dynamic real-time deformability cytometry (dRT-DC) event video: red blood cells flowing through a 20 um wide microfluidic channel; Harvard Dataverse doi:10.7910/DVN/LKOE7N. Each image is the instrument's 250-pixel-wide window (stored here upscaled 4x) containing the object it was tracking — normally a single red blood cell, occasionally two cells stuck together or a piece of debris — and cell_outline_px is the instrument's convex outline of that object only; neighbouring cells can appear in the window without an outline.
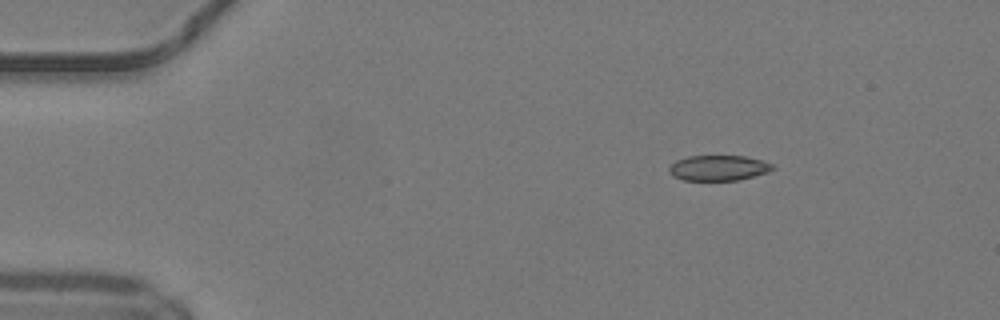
{"species": "common noctule bat (a hibernating species)", "species_latin": "Nyctalus noctula", "temperature_condition": "warm", "stored_images_in_passage": 42, "camera_frame_rate_fps": 3000, "um_per_image_px": 0.085, "animal": {"sex": "male", "body_mass_g": 19.2, "forearm_length_mm": 51.8}, "frame": {"image": 1, "passage_image": 1, "time_ms": 0.0, "image_size_px": [1000, 320], "cell_outline_px": [[776, 168], [768, 172], [740, 180], [684, 180], [672, 176], [668, 172], [668, 168], [676, 160], [688, 156], [744, 156], [760, 160], [772, 164]], "centroid_in_image_um": [61.05, 14.28], "position_along_channel_um": 23.9, "area_um2": 15.32}}
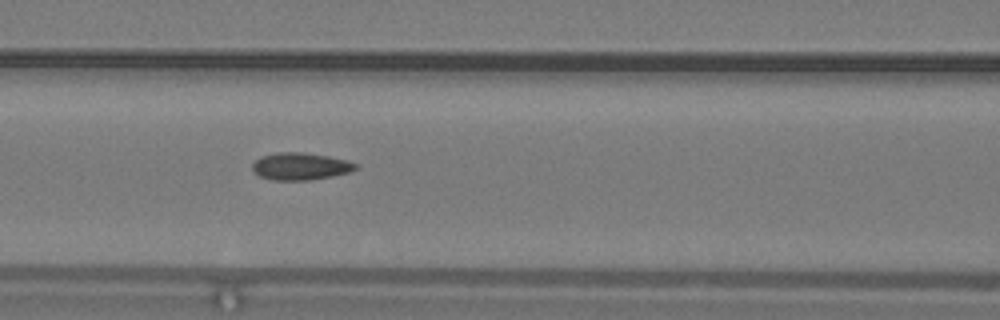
{"frame": {"image": 2, "passage_image": 15, "time_ms": 4.667, "image_size_px": [1000, 320], "cell_outline_px": [[356, 168], [352, 172], [312, 180], [272, 180], [260, 176], [252, 172], [252, 164], [260, 156], [276, 152], [304, 152], [328, 156], [348, 160], [356, 164]], "centroid_in_image_um": [25.52, 14.13], "position_along_channel_um": 141.1, "area_um2": 16.59}}
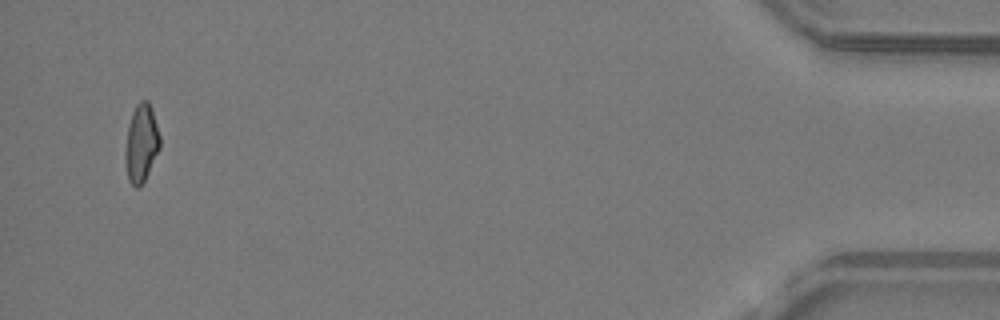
{"frame": {"image": 3, "passage_image": 41, "time_ms": 13.333, "image_size_px": [1000, 320], "cell_outline_px": [[160, 148], [144, 180], [136, 188], [128, 180], [124, 160], [124, 152], [128, 124], [132, 112], [136, 104], [140, 100], [148, 100], [152, 108], [160, 136]], "centroid_in_image_um": [11.99, 12.13], "position_along_channel_um": 423.2, "area_um2": 15.84}}